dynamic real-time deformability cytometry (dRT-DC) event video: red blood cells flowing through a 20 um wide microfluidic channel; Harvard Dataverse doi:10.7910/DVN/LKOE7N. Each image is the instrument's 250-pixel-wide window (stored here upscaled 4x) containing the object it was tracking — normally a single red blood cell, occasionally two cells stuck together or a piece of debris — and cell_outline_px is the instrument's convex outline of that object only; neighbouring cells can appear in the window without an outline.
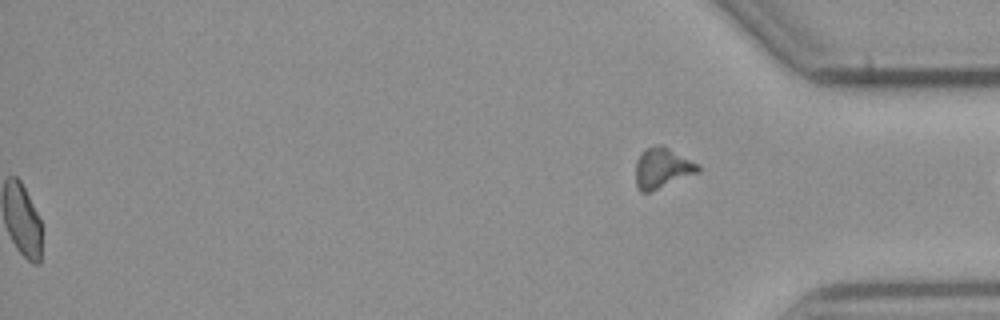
{"species": "common noctule bat (a hibernating species)", "species_latin": "Nyctalus noctula", "temperature_condition": "cold", "stored_images_in_passage": 39, "segment_of_instrument_passage": [2, 2], "camera_frame_rate_fps": 3000, "um_per_image_px": 0.085, "animal": {"sex": "male", "body_mass_g": 23.1, "forearm_length_mm": 52.7}, "frame": {"image": 1, "passage_image": 39, "time_ms": 12.667, "image_size_px": [1000, 320], "cell_outline_px": [[700, 172], [648, 192], [640, 192], [636, 184], [636, 160], [640, 152], [644, 148], [660, 144], [700, 164]], "centroid_in_image_um": [56.28, 14.27], "position_along_channel_um": 378.9, "area_um2": 14.68}}